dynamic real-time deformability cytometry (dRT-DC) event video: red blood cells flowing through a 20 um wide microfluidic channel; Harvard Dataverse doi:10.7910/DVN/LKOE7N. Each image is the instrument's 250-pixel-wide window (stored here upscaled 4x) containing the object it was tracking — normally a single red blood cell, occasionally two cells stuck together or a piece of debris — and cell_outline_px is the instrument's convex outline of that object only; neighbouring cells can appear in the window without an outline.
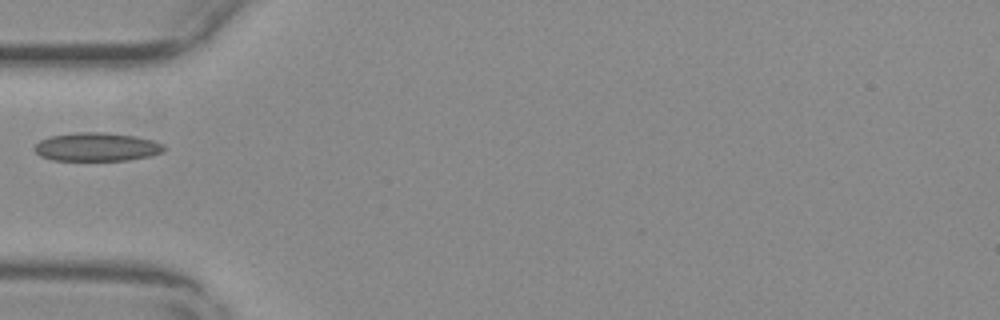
{"species": "common noctule bat (a hibernating species)", "species_latin": "Nyctalus noctula", "temperature_condition": "warm", "stored_images_in_passage": 36, "camera_frame_rate_fps": 3000, "um_per_image_px": 0.085, "animal": {"sex": "female", "body_mass_g": 29.2, "forearm_length_mm": 56.3}, "frame": {"image": 1, "passage_image": 1, "time_ms": 0.0, "image_size_px": [1000, 320], "cell_outline_px": [[164, 148], [160, 152], [148, 156], [128, 160], [52, 160], [40, 156], [32, 148], [40, 140], [48, 136], [76, 132], [104, 132], [136, 136], [152, 140], [164, 144]], "centroid_in_image_um": [8.17, 12.48], "position_along_channel_um": 76.8, "area_um2": 21.5}}
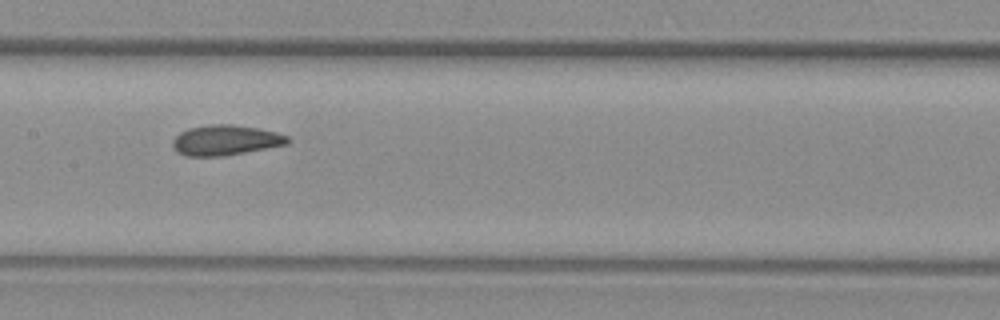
{"frame": {"image": 2, "passage_image": 10, "time_ms": 3.0, "image_size_px": [1000, 320], "cell_outline_px": [[292, 140], [288, 144], [224, 156], [184, 156], [176, 152], [172, 148], [172, 140], [180, 132], [188, 128], [208, 124], [232, 124], [256, 128], [276, 132], [288, 136]], "centroid_in_image_um": [19.14, 11.92], "position_along_channel_um": 188.3, "area_um2": 20.46}}
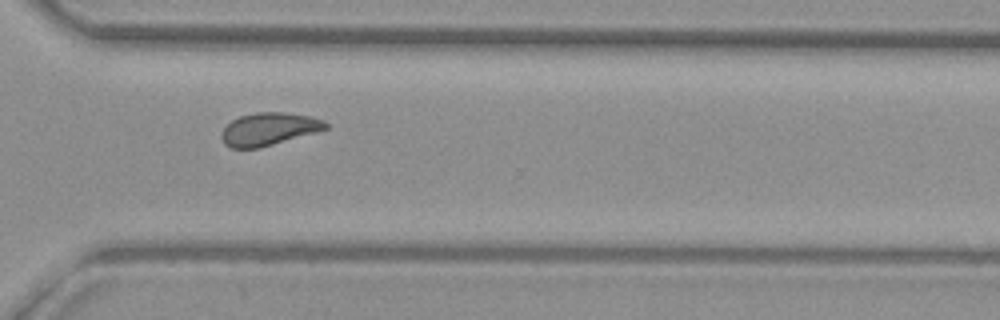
{"frame": {"image": 3, "passage_image": 23, "time_ms": 7.333, "image_size_px": [1000, 320], "cell_outline_px": [[328, 128], [316, 132], [260, 148], [232, 148], [224, 144], [220, 136], [220, 132], [232, 120], [240, 116], [256, 112], [284, 112], [308, 116], [324, 120], [328, 124]], "centroid_in_image_um": [22.83, 10.97], "position_along_channel_um": 347.8, "area_um2": 19.83}}